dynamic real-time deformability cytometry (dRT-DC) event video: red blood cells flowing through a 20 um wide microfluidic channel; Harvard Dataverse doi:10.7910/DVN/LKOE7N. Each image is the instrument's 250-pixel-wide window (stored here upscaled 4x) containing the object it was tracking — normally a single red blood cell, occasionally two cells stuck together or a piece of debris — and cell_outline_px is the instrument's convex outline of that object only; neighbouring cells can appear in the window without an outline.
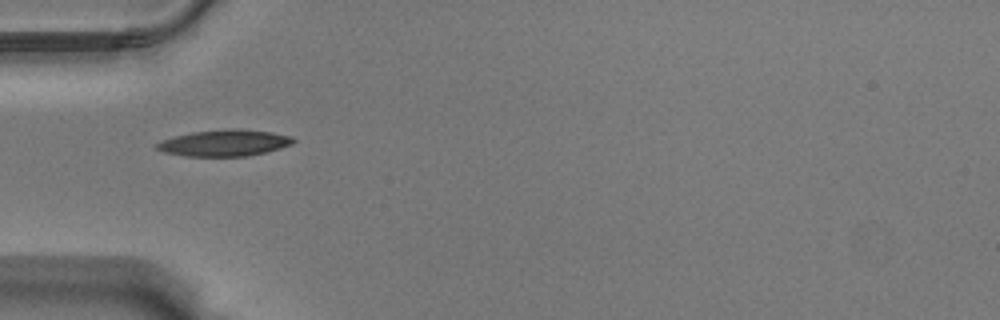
{"species": "Egyptian fruit bat (a non-hibernating species)", "species_latin": "Rousettus aegyptiacus", "temperature_condition": "warm", "stored_images_in_passage": 3, "camera_frame_rate_fps": 3000, "um_per_image_px": 0.085, "animal": {"sex": "male"}, "frame": {"image": 1, "passage_image": 1, "time_ms": 0.0, "image_size_px": [1000, 320], "cell_outline_px": [[296, 140], [292, 144], [280, 148], [248, 156], [184, 156], [164, 152], [156, 148], [156, 144], [164, 140], [176, 136], [192, 132], [232, 128], [272, 132], [292, 136]], "centroid_in_image_um": [19.11, 12.15], "position_along_channel_um": 65.9, "area_um2": 20.81}}
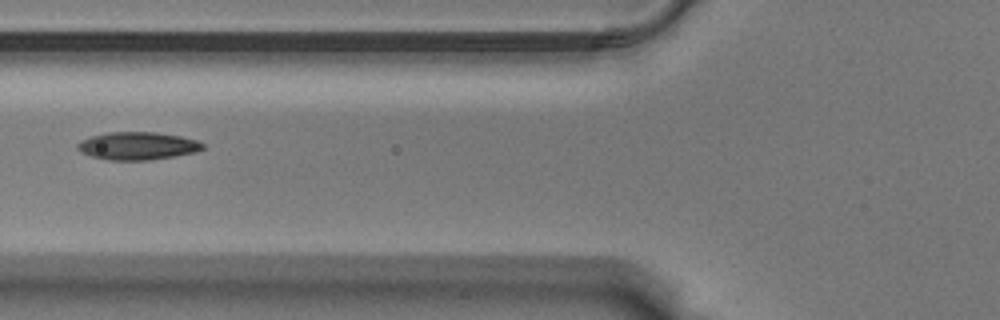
{"frame": {"image": 2, "passage_image": 2, "time_ms": 0.333, "image_size_px": [1000, 320], "cell_outline_px": [[204, 148], [196, 152], [176, 156], [152, 160], [108, 160], [92, 156], [80, 152], [76, 148], [76, 144], [80, 140], [92, 136], [108, 132], [156, 132], [180, 136], [200, 140], [204, 144]], "centroid_in_image_um": [11.71, 12.4], "position_along_channel_um": 114.1, "area_um2": 20.52}}